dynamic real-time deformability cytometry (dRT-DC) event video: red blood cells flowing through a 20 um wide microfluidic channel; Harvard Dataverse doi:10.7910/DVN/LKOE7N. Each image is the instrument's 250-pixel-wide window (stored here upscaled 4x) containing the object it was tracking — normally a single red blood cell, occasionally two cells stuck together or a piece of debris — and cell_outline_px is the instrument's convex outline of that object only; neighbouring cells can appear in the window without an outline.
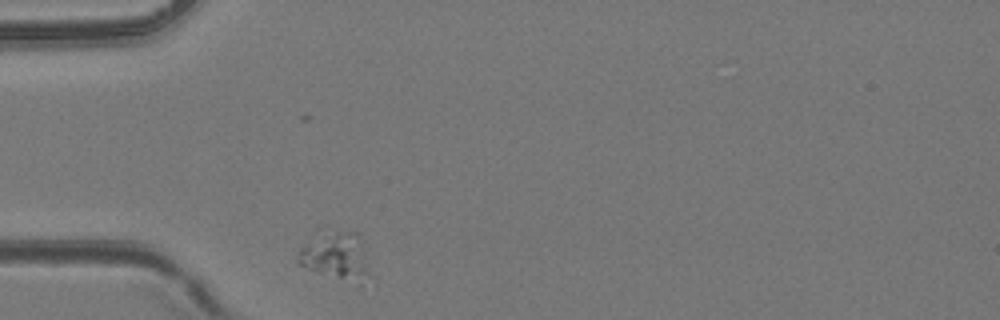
{"species": "common noctule bat (a hibernating species)", "species_latin": "Nyctalus noctula", "temperature_condition": "room temperature", "stored_images_in_passage": 28, "camera_frame_rate_fps": 3000, "um_per_image_px": 0.085, "animal": {"sex": "female", "body_mass_g": 24.6, "forearm_length_mm": 56.2}, "frame": {"image": 1, "passage_image": 2, "time_ms": 0.333, "image_size_px": [1000, 320], "cell_outline_px": [[364, 272], [360, 284], [308, 268], [296, 264], [296, 260], [300, 248], [324, 232], [356, 232], [360, 236]], "centroid_in_image_um": [28.43, 21.72], "position_along_channel_um": 56.6, "area_um2": 18.09}}
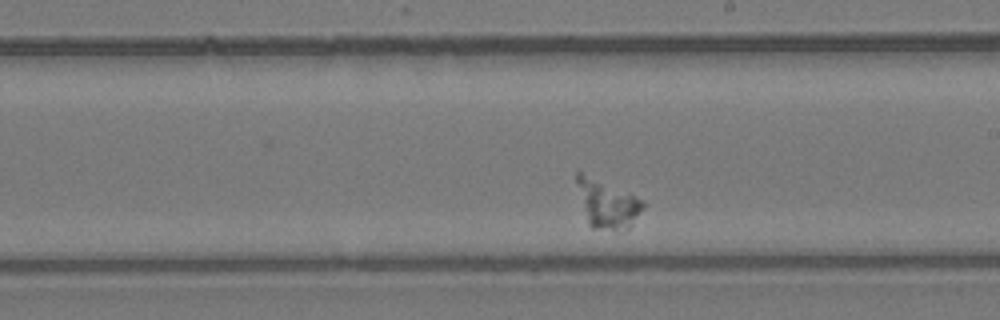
{"frame": {"image": 2, "passage_image": 16, "time_ms": 5.0, "image_size_px": [1000, 320], "cell_outline_px": [[648, 204], [628, 228], [616, 232], [592, 228], [588, 224], [576, 180], [576, 172], [580, 172], [632, 196]], "centroid_in_image_um": [51.63, 17.42], "position_along_channel_um": 237.4, "area_um2": 17.86}}
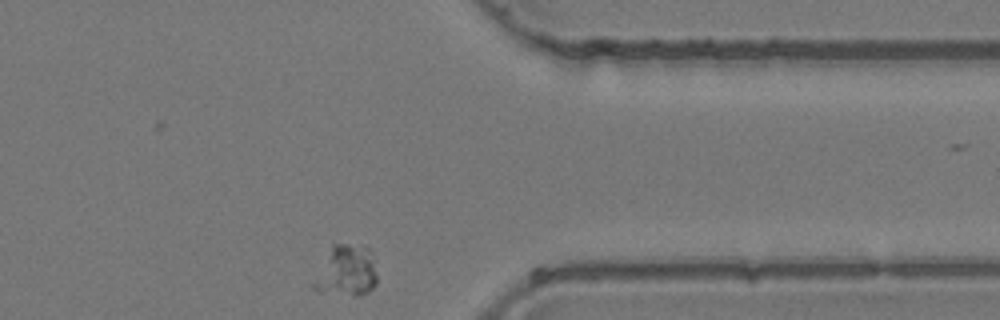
{"frame": {"image": 3, "passage_image": 27, "time_ms": 8.667, "image_size_px": [1000, 320], "cell_outline_px": [[376, 284], [368, 292], [360, 296], [352, 296], [320, 292], [312, 288], [312, 284], [332, 244], [348, 244], [368, 248], [372, 260], [376, 276]], "centroid_in_image_um": [29.42, 23.07], "position_along_channel_um": 382.0, "area_um2": 18.5}}